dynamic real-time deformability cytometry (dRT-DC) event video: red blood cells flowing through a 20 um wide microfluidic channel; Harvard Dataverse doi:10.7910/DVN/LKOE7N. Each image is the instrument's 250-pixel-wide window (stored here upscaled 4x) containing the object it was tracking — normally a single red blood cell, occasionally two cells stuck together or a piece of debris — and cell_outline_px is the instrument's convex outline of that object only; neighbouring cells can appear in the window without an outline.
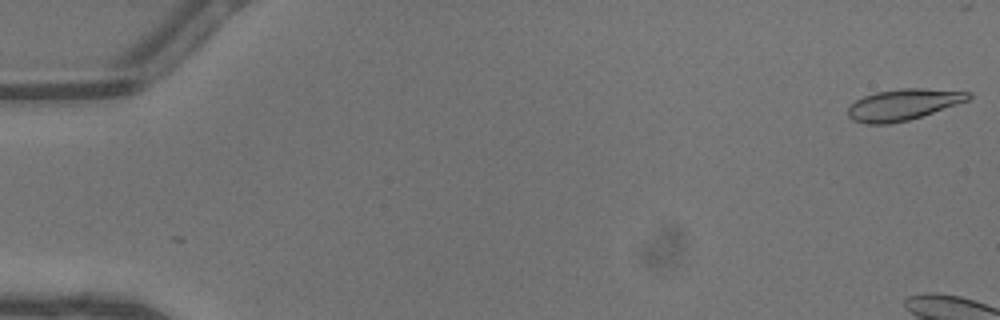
{"species": "common noctule bat (a hibernating species)", "species_latin": "Nyctalus noctula", "temperature_condition": "warm", "stored_images_in_passage": 7, "camera_frame_rate_fps": 3000, "um_per_image_px": 0.085, "animal": {"sex": "male", "body_mass_g": 13.3}, "frame": {"image": 1, "passage_image": 1, "time_ms": 0.0, "image_size_px": [1000, 320], "cell_outline_px": [[972, 96], [968, 100], [908, 120], [888, 124], [868, 124], [852, 120], [848, 116], [848, 108], [856, 100], [864, 96], [876, 92], [900, 88], [924, 88], [972, 92]], "centroid_in_image_um": [76.75, 8.88], "position_along_channel_um": 8.2, "area_um2": 21.68}}